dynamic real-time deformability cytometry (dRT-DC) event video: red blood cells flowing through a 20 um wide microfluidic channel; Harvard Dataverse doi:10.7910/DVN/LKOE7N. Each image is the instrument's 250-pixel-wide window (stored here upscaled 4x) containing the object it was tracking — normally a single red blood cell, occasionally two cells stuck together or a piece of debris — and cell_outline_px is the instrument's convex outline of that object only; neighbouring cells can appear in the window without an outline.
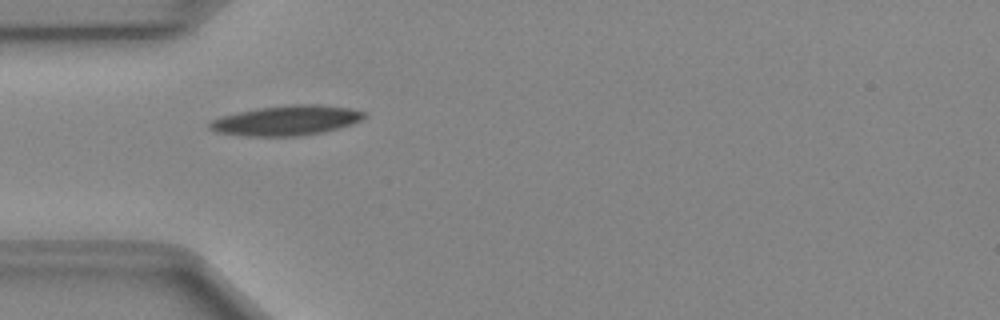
{"species": "Egyptian fruit bat (a non-hibernating species)", "species_latin": "Rousettus aegyptiacus", "temperature_condition": "cold", "stored_images_in_passage": 36, "camera_frame_rate_fps": 3000, "um_per_image_px": 0.085, "animal": {"sex": "female"}, "frame": {"image": 1, "passage_image": 1, "time_ms": 0.0, "image_size_px": [1000, 320], "cell_outline_px": [[368, 116], [352, 124], [324, 132], [300, 136], [248, 136], [216, 132], [208, 128], [208, 120], [220, 116], [260, 108], [296, 104], [320, 104], [348, 108], [368, 112]], "centroid_in_image_um": [24.36, 10.24], "position_along_channel_um": 60.6, "area_um2": 27.05}}
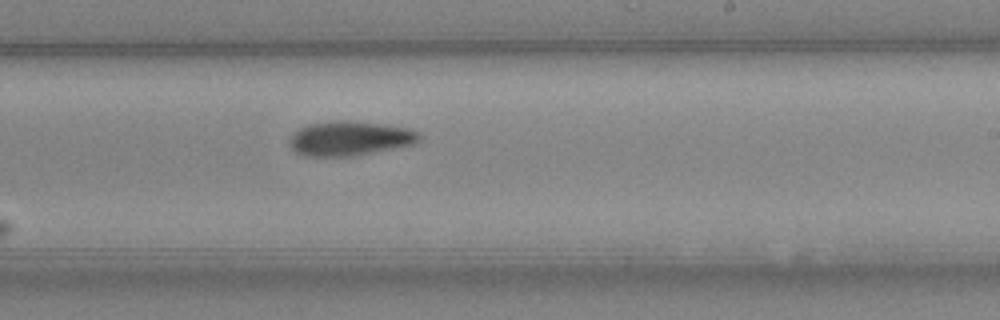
{"frame": {"image": 2, "passage_image": 16, "time_ms": 5.0, "image_size_px": [1000, 320], "cell_outline_px": [[424, 136], [416, 144], [352, 156], [304, 156], [296, 152], [292, 148], [288, 140], [292, 132], [308, 124], [340, 120], [348, 120], [384, 124], [408, 128], [420, 132]], "centroid_in_image_um": [29.76, 11.76], "position_along_channel_um": 259.2, "area_um2": 26.36}}
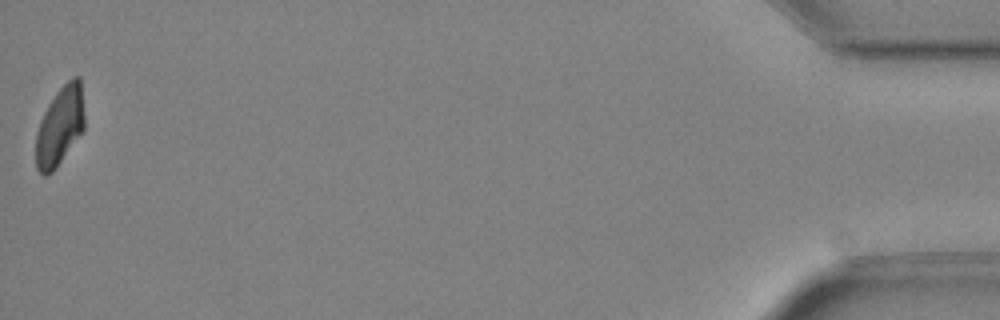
{"frame": {"image": 3, "passage_image": 36, "time_ms": 11.667, "image_size_px": [1000, 320], "cell_outline_px": [[84, 132], [56, 168], [52, 172], [44, 176], [36, 168], [36, 132], [40, 120], [48, 104], [56, 92], [72, 76], [80, 76], [84, 116]], "centroid_in_image_um": [5.1, 10.73], "position_along_channel_um": 430.1, "area_um2": 22.6}, "authors_computed_cell_mechanics": {"area_um2": 24.8829, "velocity_mm_per_s": 4.017, "shape_relaxation_time_tau1_ms": 5.5062, "shape_relaxation_time_tau2_ms": null, "deformation_change_tau1": 0.1523, "deformation_change_tau2": null}}